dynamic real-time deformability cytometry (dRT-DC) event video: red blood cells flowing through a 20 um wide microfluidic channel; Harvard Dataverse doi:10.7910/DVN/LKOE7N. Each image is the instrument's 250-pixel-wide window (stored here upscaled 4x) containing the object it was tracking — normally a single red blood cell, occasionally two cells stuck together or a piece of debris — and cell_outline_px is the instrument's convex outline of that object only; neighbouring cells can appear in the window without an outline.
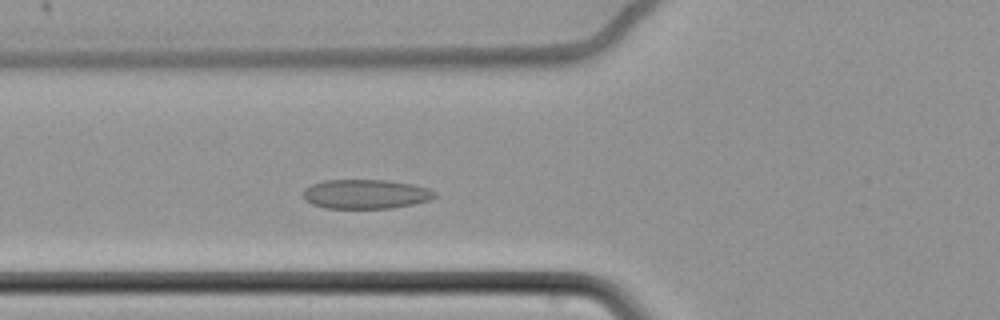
{"species": "common noctule bat (a hibernating species)", "species_latin": "Nyctalus noctula", "temperature_condition": "cold", "stored_images_in_passage": 4, "camera_frame_rate_fps": 3000, "um_per_image_px": 0.085, "animal": {"sex": "female", "body_mass_g": 22.7, "forearm_length_mm": 54.2}, "frame": {"image": 1, "passage_image": 4, "time_ms": 1.0, "image_size_px": [1000, 320], "cell_outline_px": [[436, 196], [428, 200], [412, 204], [392, 208], [324, 208], [312, 204], [304, 200], [304, 188], [312, 184], [324, 180], [388, 180], [412, 184], [428, 188], [436, 192]], "centroid_in_image_um": [31.06, 16.49], "position_along_channel_um": 94.7, "area_um2": 22.48}}